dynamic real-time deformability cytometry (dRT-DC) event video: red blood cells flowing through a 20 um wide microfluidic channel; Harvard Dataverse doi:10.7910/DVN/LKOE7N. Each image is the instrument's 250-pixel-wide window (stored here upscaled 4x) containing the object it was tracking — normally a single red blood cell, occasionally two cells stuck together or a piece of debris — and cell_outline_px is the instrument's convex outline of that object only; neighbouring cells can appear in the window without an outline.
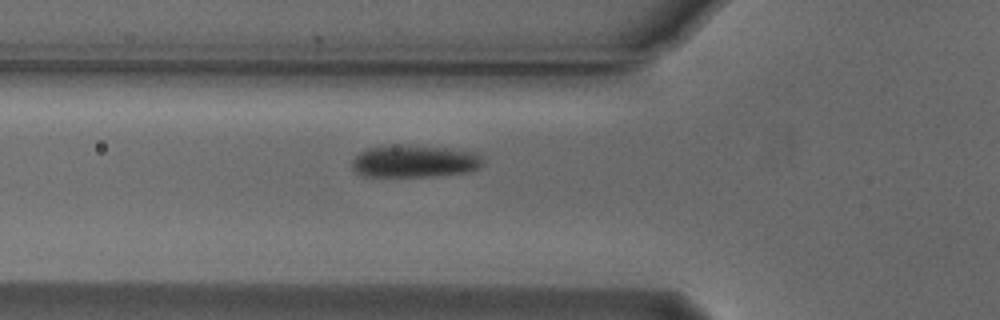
{"species": "Egyptian fruit bat (a non-hibernating species)", "species_latin": "Rousettus aegyptiacus", "temperature_condition": "cold", "stored_images_in_passage": 26, "camera_frame_rate_fps": 3000, "um_per_image_px": 0.085, "animal": {"sex": "male"}, "frame": {"image": 1, "passage_image": 6, "time_ms": 1.667, "image_size_px": [1000, 320], "cell_outline_px": [[484, 164], [480, 168], [472, 172], [436, 176], [364, 176], [356, 172], [352, 168], [352, 160], [360, 152], [368, 148], [388, 144], [448, 148], [476, 152], [484, 156]], "centroid_in_image_um": [35.3, 13.7], "position_along_channel_um": 90.5, "area_um2": 25.09}}
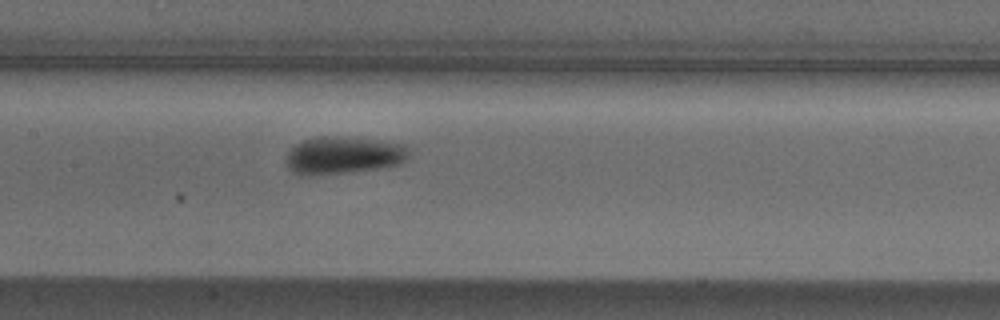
{"frame": {"image": 2, "passage_image": 13, "time_ms": 4.0, "image_size_px": [1000, 320], "cell_outline_px": [[408, 156], [404, 160], [396, 164], [376, 168], [352, 172], [316, 176], [300, 176], [292, 172], [288, 168], [284, 160], [288, 152], [296, 144], [304, 140], [316, 136], [336, 136], [372, 140], [404, 144], [408, 148]], "centroid_in_image_um": [29.08, 13.22], "position_along_channel_um": 178.3, "area_um2": 26.88}}
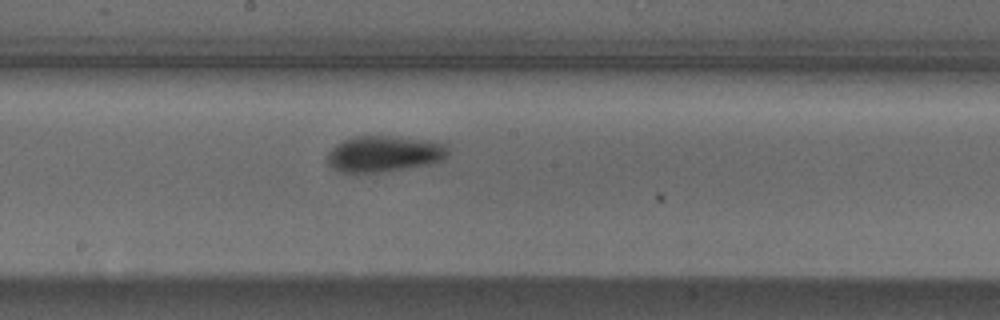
{"frame": {"image": 3, "passage_image": 16, "time_ms": 5.0, "image_size_px": [1000, 320], "cell_outline_px": [[448, 156], [444, 160], [428, 164], [384, 172], [340, 172], [332, 168], [328, 164], [328, 152], [336, 144], [344, 140], [356, 136], [388, 136], [432, 140], [448, 144]], "centroid_in_image_um": [32.69, 13.07], "position_along_channel_um": 215.5, "area_um2": 25.55}}